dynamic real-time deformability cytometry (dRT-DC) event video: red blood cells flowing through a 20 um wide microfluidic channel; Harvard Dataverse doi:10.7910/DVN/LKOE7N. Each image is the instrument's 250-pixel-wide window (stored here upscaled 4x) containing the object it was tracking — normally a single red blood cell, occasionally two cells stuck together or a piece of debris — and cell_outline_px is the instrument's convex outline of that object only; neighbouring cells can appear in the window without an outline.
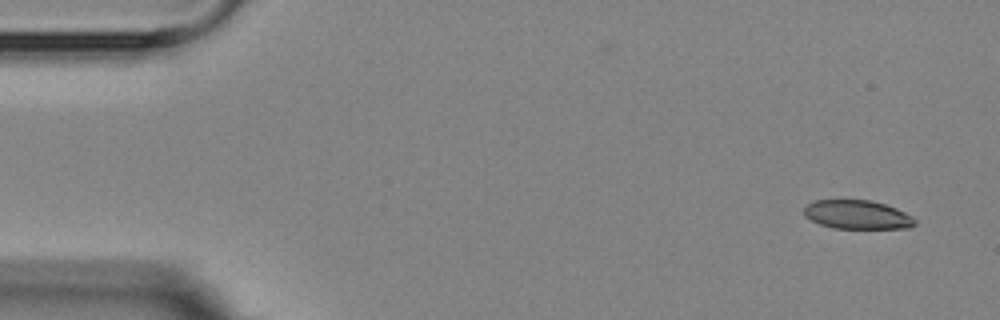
{"species": "Egyptian fruit bat (a non-hibernating species)", "species_latin": "Rousettus aegyptiacus", "temperature_condition": "room temperature", "stored_images_in_passage": 9, "camera_frame_rate_fps": 3000, "um_per_image_px": 0.085, "animal": {"sex": "female"}, "frame": {"image": 1, "passage_image": 1, "time_ms": 0.0, "image_size_px": [1000, 320], "cell_outline_px": [[916, 224], [908, 228], [832, 228], [820, 224], [804, 216], [804, 208], [812, 200], [872, 200], [896, 208], [912, 216], [916, 220]], "centroid_in_image_um": [72.86, 18.24], "position_along_channel_um": 12.1, "area_um2": 18.61}}
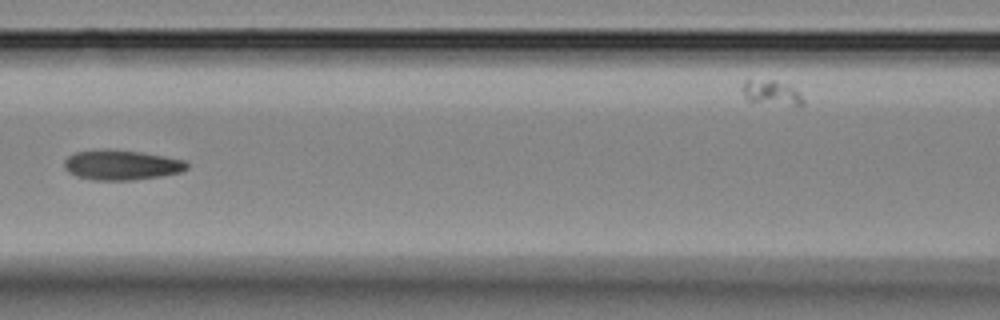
{"frame": {"image": 2, "passage_image": 6, "time_ms": 7.0, "image_size_px": [1000, 320], "cell_outline_px": [[188, 168], [180, 172], [160, 176], [132, 180], [92, 180], [76, 176], [68, 172], [64, 168], [64, 160], [68, 156], [76, 152], [108, 148], [140, 152], [184, 160], [188, 164]], "centroid_in_image_um": [10.28, 14.02], "position_along_channel_um": 156.3, "area_um2": 21.44}}
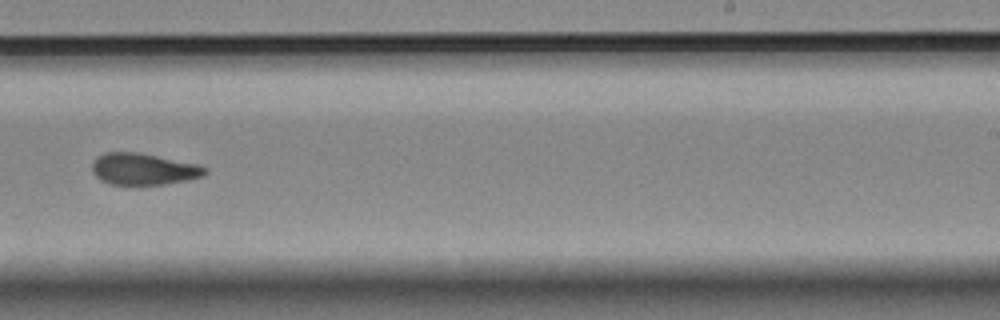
{"frame": {"image": 3, "passage_image": 9, "time_ms": 10.333, "image_size_px": [1000, 320], "cell_outline_px": [[208, 172], [204, 176], [188, 180], [164, 184], [132, 188], [128, 188], [108, 184], [100, 180], [92, 172], [92, 160], [96, 156], [104, 152], [136, 152], [200, 164], [208, 168]], "centroid_in_image_um": [12.17, 14.42], "position_along_channel_um": 276.8, "area_um2": 21.91}}